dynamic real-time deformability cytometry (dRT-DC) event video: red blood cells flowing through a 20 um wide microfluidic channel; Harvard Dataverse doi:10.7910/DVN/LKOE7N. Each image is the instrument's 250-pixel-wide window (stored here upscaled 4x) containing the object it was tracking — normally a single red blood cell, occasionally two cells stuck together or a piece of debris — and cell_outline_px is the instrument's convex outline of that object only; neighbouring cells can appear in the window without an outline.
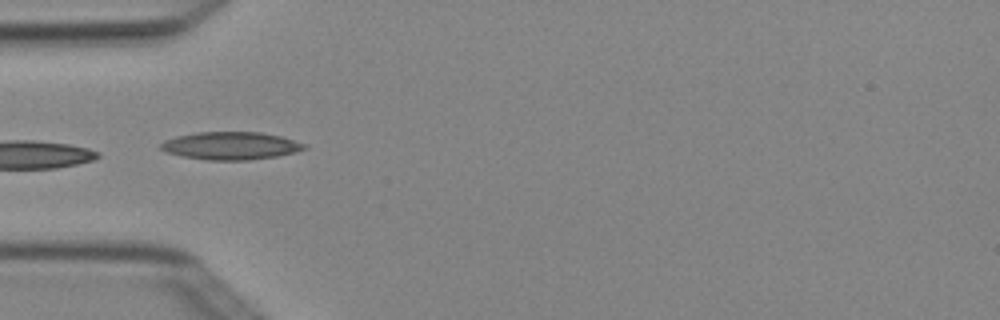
{"species": "Egyptian fruit bat (a non-hibernating species)", "species_latin": "Rousettus aegyptiacus", "temperature_condition": "cold", "stored_images_in_passage": 4, "camera_frame_rate_fps": 3000, "um_per_image_px": 0.085, "animal": {"sex": "female"}, "frame": {"image": 1, "passage_image": 4, "time_ms": 1.0, "image_size_px": [1000, 320], "cell_outline_px": [[308, 148], [296, 152], [276, 156], [248, 160], [208, 160], [180, 156], [168, 152], [160, 148], [160, 144], [164, 140], [176, 136], [196, 132], [260, 132], [280, 136], [308, 144]], "centroid_in_image_um": [19.63, 12.38], "position_along_channel_um": 65.4, "area_um2": 23.29}}